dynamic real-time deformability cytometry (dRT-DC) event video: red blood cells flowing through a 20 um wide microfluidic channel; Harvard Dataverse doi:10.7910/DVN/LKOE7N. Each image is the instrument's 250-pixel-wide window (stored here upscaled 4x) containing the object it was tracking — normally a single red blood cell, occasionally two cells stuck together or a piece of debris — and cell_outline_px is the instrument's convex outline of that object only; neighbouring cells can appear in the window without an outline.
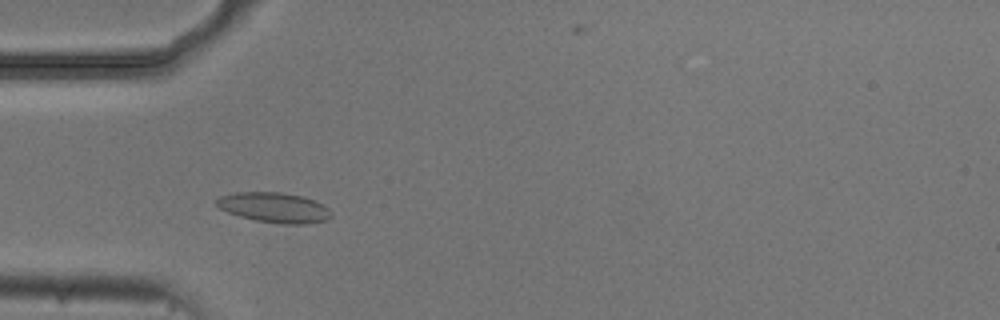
{"species": "common noctule bat (a hibernating species)", "species_latin": "Nyctalus noctula", "temperature_condition": "cold", "stored_images_in_passage": 40, "camera_frame_rate_fps": 3000, "um_per_image_px": 0.085, "animal": {"sex": "male", "body_mass_g": 20.5, "forearm_length_mm": 52.5}, "frame": {"image": 1, "passage_image": 4, "time_ms": 1.0, "image_size_px": [1000, 320], "cell_outline_px": [[332, 216], [328, 220], [308, 224], [284, 224], [256, 220], [240, 216], [228, 212], [220, 208], [216, 204], [216, 200], [220, 196], [236, 192], [280, 192], [300, 196], [316, 200], [328, 208]], "centroid_in_image_um": [23.34, 17.64], "position_along_channel_um": 61.7, "area_um2": 20.06}}
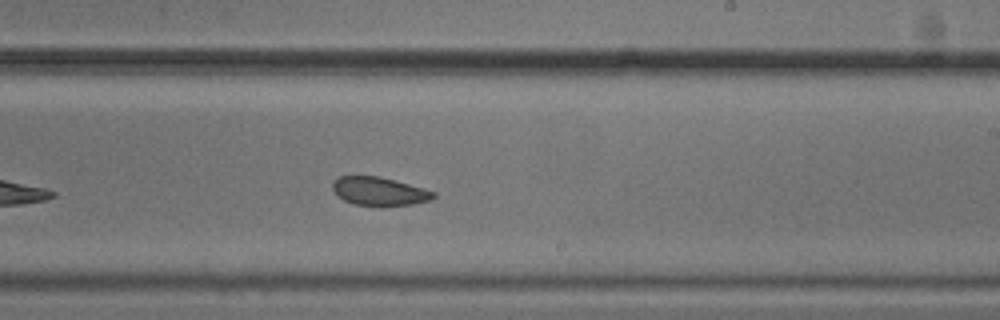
{"frame": {"image": 2, "passage_image": 20, "time_ms": 6.333, "image_size_px": [1000, 320], "cell_outline_px": [[436, 196], [432, 200], [412, 204], [380, 208], [352, 204], [336, 196], [332, 188], [332, 184], [340, 176], [376, 176], [408, 184], [436, 192]], "centroid_in_image_um": [32.23, 16.31], "position_along_channel_um": 256.8, "area_um2": 17.05}}
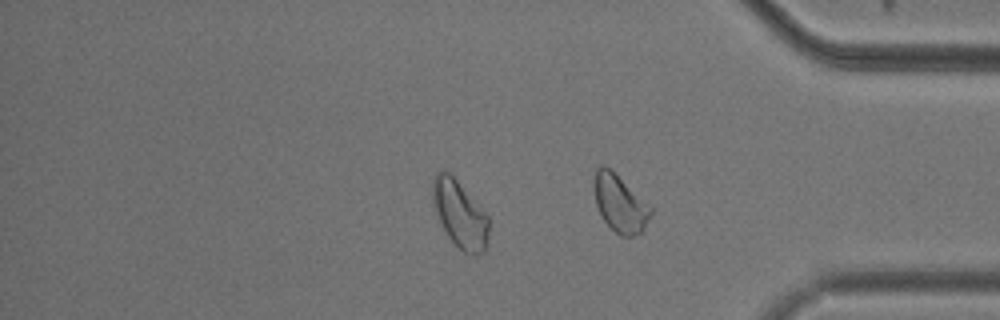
{"frame": {"image": 3, "passage_image": 31, "time_ms": 10.0, "image_size_px": [1000, 320], "cell_outline_px": [[488, 244], [484, 252], [476, 256], [472, 256], [464, 252], [444, 232], [440, 224], [432, 200], [432, 176], [440, 168], [444, 168], [456, 180], [488, 216]], "centroid_in_image_um": [39.06, 18.21], "position_along_channel_um": 396.1, "area_um2": 22.08}, "authors_computed_cell_mechanics": {"area_um2": 18.207, "velocity_mm_per_s": 3.6935, "shape_relaxation_time_tau1_ms": 2.5472, "shape_relaxation_time_tau2_ms": 1.8103, "deformation_change_tau1": 0.064, "deformation_change_tau2": 0.0634}}